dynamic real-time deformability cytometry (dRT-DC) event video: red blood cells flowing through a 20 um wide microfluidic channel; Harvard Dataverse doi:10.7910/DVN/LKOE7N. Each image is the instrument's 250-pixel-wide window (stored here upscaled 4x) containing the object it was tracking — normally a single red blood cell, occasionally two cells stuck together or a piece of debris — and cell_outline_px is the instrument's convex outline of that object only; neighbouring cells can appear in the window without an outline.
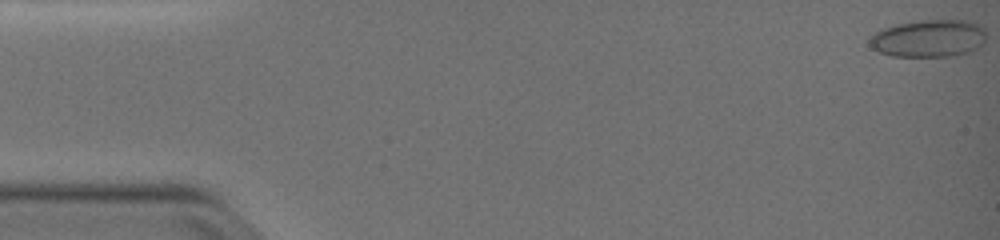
{"species": "common noctule bat (a hibernating species)", "species_latin": "Nyctalus noctula", "temperature_condition": "warm", "stored_images_in_passage": 16, "camera_frame_rate_fps": 3000, "um_per_image_px": 0.085, "animal": {"sex": "female", "body_mass_g": 19.0, "forearm_length_mm": 51.5}, "frame": {"image": 1, "passage_image": 1, "time_ms": 0.0, "image_size_px": [1000, 240], "cell_outline_px": [[984, 44], [968, 52], [956, 56], [892, 56], [880, 52], [872, 48], [868, 44], [868, 40], [876, 32], [884, 28], [896, 24], [920, 20], [964, 20], [976, 24], [984, 28]], "centroid_in_image_um": [78.92, 3.27], "position_along_channel_um": 6.1, "area_um2": 25.37}}
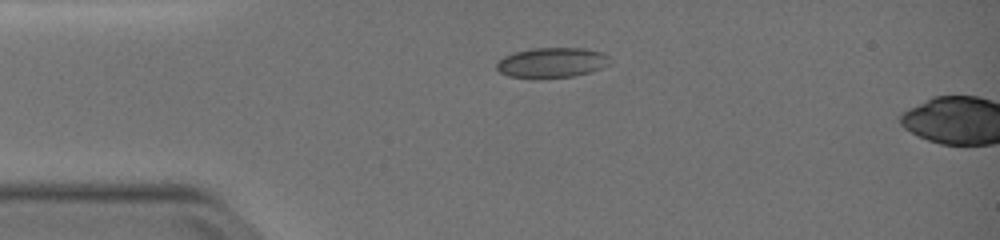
{"frame": {"image": 2, "passage_image": 13, "time_ms": 4.0, "image_size_px": [1000, 240], "cell_outline_px": [[608, 64], [600, 68], [588, 72], [572, 76], [508, 76], [500, 72], [496, 68], [496, 60], [504, 56], [516, 52], [532, 48], [584, 48], [604, 52], [608, 56]], "centroid_in_image_um": [46.89, 5.28], "position_along_channel_um": 38.1, "area_um2": 19.25}}